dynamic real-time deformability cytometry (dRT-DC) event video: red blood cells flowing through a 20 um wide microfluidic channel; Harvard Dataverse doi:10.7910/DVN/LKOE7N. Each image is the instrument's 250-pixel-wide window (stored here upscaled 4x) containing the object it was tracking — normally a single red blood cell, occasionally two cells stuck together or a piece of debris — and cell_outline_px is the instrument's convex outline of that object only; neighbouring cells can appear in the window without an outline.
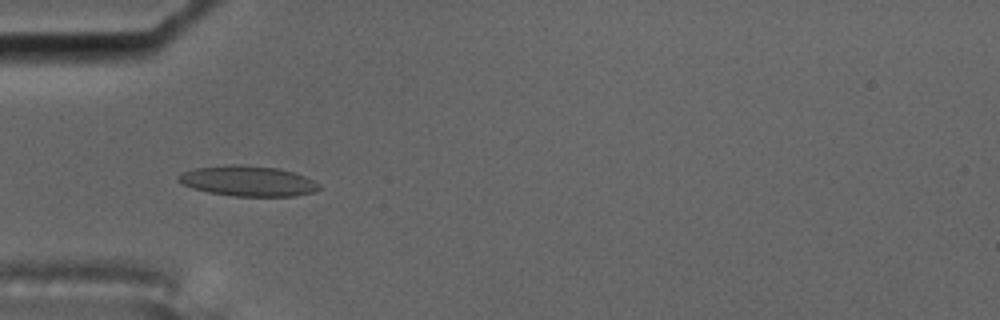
{"species": "common noctule bat (a hibernating species)", "species_latin": "Nyctalus noctula", "temperature_condition": "cold", "stored_images_in_passage": 2, "camera_frame_rate_fps": 3000, "um_per_image_px": 0.085, "animal": {"sex": "male", "body_mass_g": 17.5, "forearm_length_mm": 52.3}, "frame": {"image": 1, "passage_image": 2, "time_ms": 0.333, "image_size_px": [1000, 320], "cell_outline_px": [[320, 188], [312, 192], [292, 196], [232, 196], [208, 192], [192, 188], [180, 184], [176, 180], [176, 176], [184, 172], [196, 168], [224, 164], [240, 164], [276, 168], [292, 172], [304, 176], [320, 184]], "centroid_in_image_um": [21.0, 15.38], "position_along_channel_um": 64.0, "area_um2": 24.91}}